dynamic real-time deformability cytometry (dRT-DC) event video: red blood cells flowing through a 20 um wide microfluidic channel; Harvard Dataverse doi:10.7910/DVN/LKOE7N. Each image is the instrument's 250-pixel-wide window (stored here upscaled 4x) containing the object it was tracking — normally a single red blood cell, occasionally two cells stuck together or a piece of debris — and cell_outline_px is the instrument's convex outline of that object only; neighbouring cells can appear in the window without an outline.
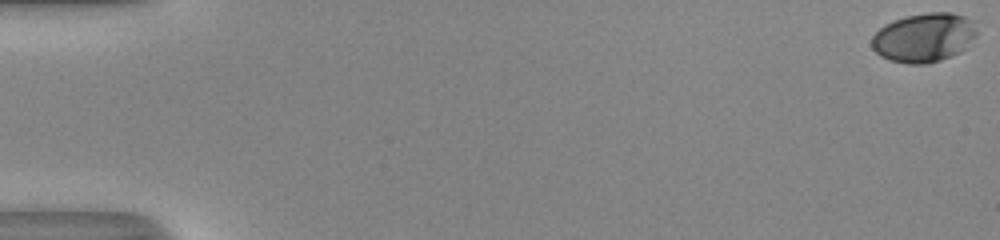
{"species": "human", "species_latin": "Homo sapiens", "temperature_condition": "room temperature", "stored_images_in_passage": 54, "camera_frame_rate_fps": 3000, "um_per_image_px": 0.085, "donor": {"sex": "male"}, "frame": {"image": 1, "passage_image": 1, "time_ms": 0.0, "image_size_px": [1000, 240], "cell_outline_px": [[976, 36], [960, 52], [940, 60], [928, 64], [908, 64], [892, 60], [880, 56], [872, 48], [872, 36], [884, 24], [904, 16], [928, 12], [952, 12], [964, 16], [972, 20], [976, 32]], "centroid_in_image_um": [78.52, 3.18], "position_along_channel_um": 6.5, "area_um2": 30.0}}
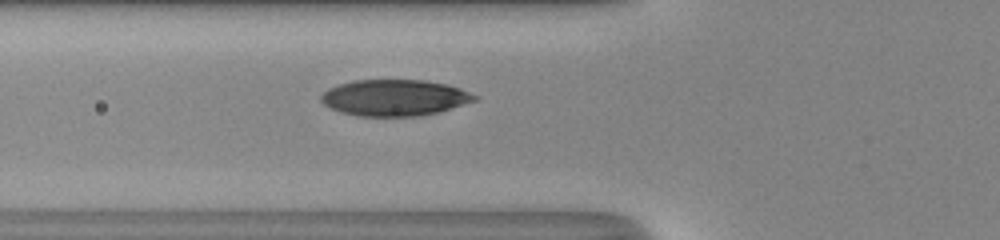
{"frame": {"image": 2, "passage_image": 22, "time_ms": 7.0, "image_size_px": [1000, 240], "cell_outline_px": [[480, 96], [476, 100], [436, 112], [420, 116], [360, 116], [340, 112], [324, 104], [320, 100], [320, 96], [328, 88], [352, 80], [424, 80], [448, 84], [460, 88]], "centroid_in_image_um": [33.53, 8.29], "position_along_channel_um": 92.3, "area_um2": 32.37}}
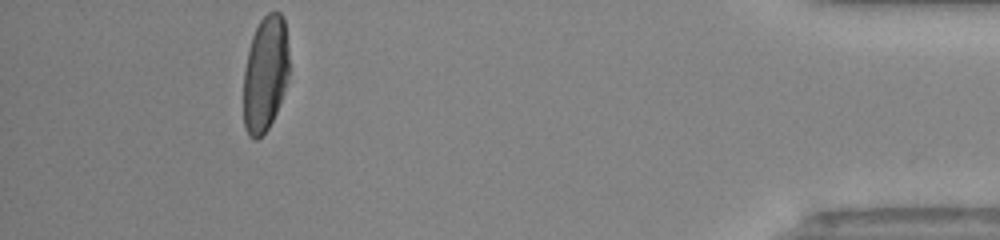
{"frame": {"image": 3, "passage_image": 50, "time_ms": 16.333, "image_size_px": [1000, 240], "cell_outline_px": [[288, 76], [276, 112], [268, 128], [256, 140], [252, 140], [248, 136], [244, 128], [244, 68], [248, 48], [252, 36], [260, 20], [268, 12], [280, 12], [284, 16], [288, 48]], "centroid_in_image_um": [22.53, 6.26], "position_along_channel_um": 412.7, "area_um2": 30.75}, "authors_computed_cell_mechanics": {"area_um2": 31.9345, "velocity_mm_per_s": 4.0716, "shape_relaxation_time_tau1_ms": 4.4004, "shape_relaxation_time_tau2_ms": 0.762, "deformation_change_tau1": 0.2004, "deformation_change_tau2": 0.0538}}